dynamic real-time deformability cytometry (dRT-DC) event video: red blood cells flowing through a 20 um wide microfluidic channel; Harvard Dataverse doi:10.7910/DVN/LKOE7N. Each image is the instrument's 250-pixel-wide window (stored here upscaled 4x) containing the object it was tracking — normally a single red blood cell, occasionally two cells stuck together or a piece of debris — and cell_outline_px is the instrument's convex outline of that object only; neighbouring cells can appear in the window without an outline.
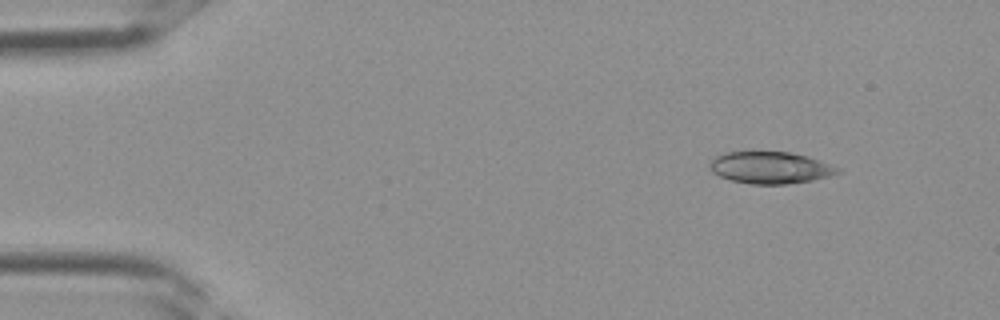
{"species": "Egyptian fruit bat (a non-hibernating species)", "species_latin": "Rousettus aegyptiacus", "temperature_condition": "room temperature", "stored_images_in_passage": 3, "camera_frame_rate_fps": 3000, "um_per_image_px": 0.085, "frame": {"image": 1, "passage_image": 1, "time_ms": 0.0, "image_size_px": [1000, 320], "cell_outline_px": [[844, 172], [812, 180], [788, 184], [752, 184], [732, 180], [720, 176], [712, 172], [708, 168], [708, 164], [716, 156], [728, 152], [788, 152], [808, 156], [840, 168]], "centroid_in_image_um": [65.48, 14.25], "position_along_channel_um": 19.5, "area_um2": 23.7}}
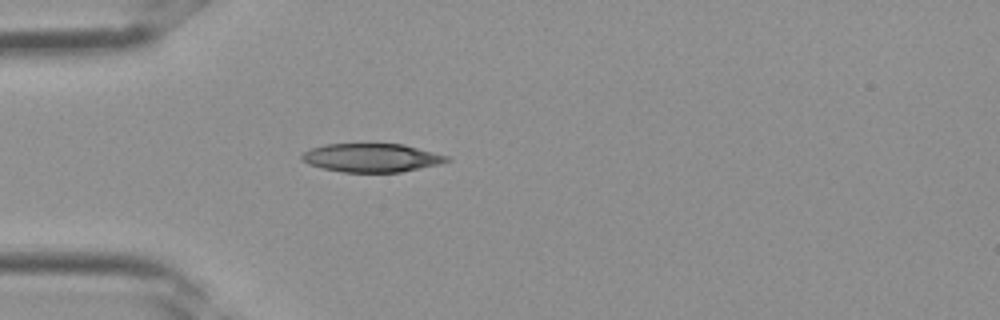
{"frame": {"image": 2, "passage_image": 3, "time_ms": 0.667, "image_size_px": [1000, 320], "cell_outline_px": [[452, 160], [440, 164], [400, 172], [344, 172], [324, 168], [308, 164], [300, 160], [300, 156], [304, 152], [312, 148], [324, 144], [404, 144], [448, 156]], "centroid_in_image_um": [31.58, 13.41], "position_along_channel_um": 53.4, "area_um2": 24.04}}